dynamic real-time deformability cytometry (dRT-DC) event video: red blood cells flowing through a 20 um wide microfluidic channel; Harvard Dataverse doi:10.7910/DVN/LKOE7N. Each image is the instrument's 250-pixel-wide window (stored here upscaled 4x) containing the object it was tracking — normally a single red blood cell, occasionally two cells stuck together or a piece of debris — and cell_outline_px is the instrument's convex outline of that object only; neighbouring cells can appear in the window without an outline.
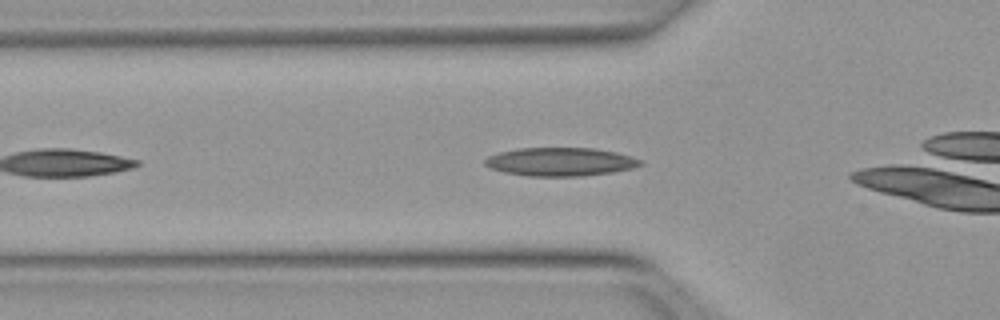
{"species": "Egyptian fruit bat (a non-hibernating species)", "species_latin": "Rousettus aegyptiacus", "temperature_condition": "warm", "stored_images_in_passage": 9, "camera_frame_rate_fps": 3000, "um_per_image_px": 0.085, "animal": {"sex": "female"}, "frame": {"image": 1, "passage_image": 4, "time_ms": 1.0, "image_size_px": [1000, 320], "cell_outline_px": [[644, 164], [632, 168], [612, 172], [580, 176], [528, 176], [504, 172], [492, 168], [484, 164], [484, 160], [488, 156], [500, 152], [520, 148], [596, 148], [616, 152], [644, 160]], "centroid_in_image_um": [47.66, 13.75], "position_along_channel_um": 78.1, "area_um2": 25.72}}